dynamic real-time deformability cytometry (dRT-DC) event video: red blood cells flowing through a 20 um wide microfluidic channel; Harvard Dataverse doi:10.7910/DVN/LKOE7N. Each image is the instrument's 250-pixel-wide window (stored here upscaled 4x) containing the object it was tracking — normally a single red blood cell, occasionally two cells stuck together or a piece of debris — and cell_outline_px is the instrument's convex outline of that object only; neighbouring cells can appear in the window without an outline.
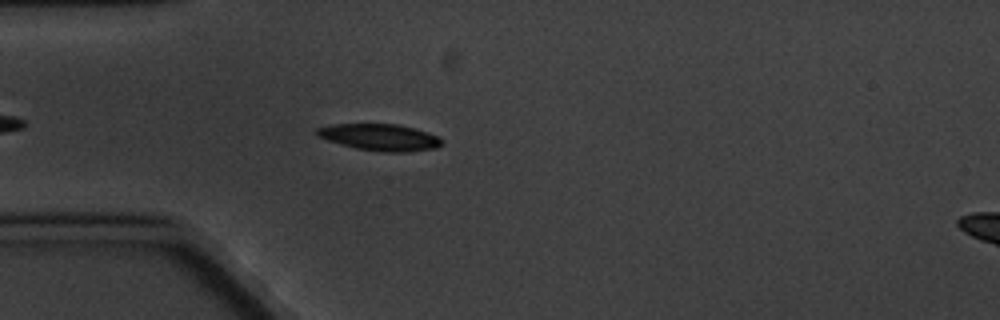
{"species": "common noctule bat (a hibernating species)", "species_latin": "Nyctalus noctula", "temperature_condition": "cold", "stored_images_in_passage": 3, "camera_frame_rate_fps": 3000, "um_per_image_px": 0.085, "animal": {"sex": "male", "body_mass_g": 20.1, "forearm_length_mm": 53.5}, "frame": {"image": 1, "passage_image": 3, "time_ms": 2.333, "image_size_px": [1000, 320], "cell_outline_px": [[444, 144], [436, 148], [408, 152], [384, 152], [356, 148], [340, 144], [316, 136], [316, 128], [332, 124], [396, 124], [412, 128], [436, 136]], "centroid_in_image_um": [32.25, 11.67], "position_along_channel_um": 52.8, "area_um2": 19.19}}